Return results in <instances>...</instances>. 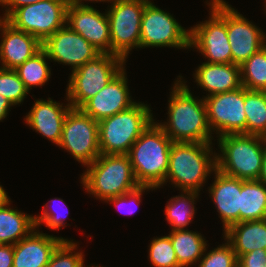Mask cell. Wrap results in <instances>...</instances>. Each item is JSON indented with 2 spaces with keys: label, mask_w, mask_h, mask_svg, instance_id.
<instances>
[{
  "label": "cell",
  "mask_w": 266,
  "mask_h": 267,
  "mask_svg": "<svg viewBox=\"0 0 266 267\" xmlns=\"http://www.w3.org/2000/svg\"><path fill=\"white\" fill-rule=\"evenodd\" d=\"M178 77L168 101L169 119L166 124L158 125L172 142L212 143L214 138L208 125L204 98L196 99L182 76Z\"/></svg>",
  "instance_id": "cell-1"
},
{
  "label": "cell",
  "mask_w": 266,
  "mask_h": 267,
  "mask_svg": "<svg viewBox=\"0 0 266 267\" xmlns=\"http://www.w3.org/2000/svg\"><path fill=\"white\" fill-rule=\"evenodd\" d=\"M154 121L133 143L127 155L137 183L157 189L165 184L173 142Z\"/></svg>",
  "instance_id": "cell-2"
},
{
  "label": "cell",
  "mask_w": 266,
  "mask_h": 267,
  "mask_svg": "<svg viewBox=\"0 0 266 267\" xmlns=\"http://www.w3.org/2000/svg\"><path fill=\"white\" fill-rule=\"evenodd\" d=\"M211 145L212 143L173 142L165 183L170 179L169 182L179 190L199 193L207 177L217 169L218 153H213Z\"/></svg>",
  "instance_id": "cell-3"
},
{
  "label": "cell",
  "mask_w": 266,
  "mask_h": 267,
  "mask_svg": "<svg viewBox=\"0 0 266 267\" xmlns=\"http://www.w3.org/2000/svg\"><path fill=\"white\" fill-rule=\"evenodd\" d=\"M221 153L216 155L217 170L244 181L258 180L266 137L250 134H226L218 137Z\"/></svg>",
  "instance_id": "cell-4"
},
{
  "label": "cell",
  "mask_w": 266,
  "mask_h": 267,
  "mask_svg": "<svg viewBox=\"0 0 266 267\" xmlns=\"http://www.w3.org/2000/svg\"><path fill=\"white\" fill-rule=\"evenodd\" d=\"M82 174L81 183L86 192L102 201L139 186L127 154H100Z\"/></svg>",
  "instance_id": "cell-5"
},
{
  "label": "cell",
  "mask_w": 266,
  "mask_h": 267,
  "mask_svg": "<svg viewBox=\"0 0 266 267\" xmlns=\"http://www.w3.org/2000/svg\"><path fill=\"white\" fill-rule=\"evenodd\" d=\"M149 105L136 102L130 108L98 122L101 154H128L133 143L154 120Z\"/></svg>",
  "instance_id": "cell-6"
},
{
  "label": "cell",
  "mask_w": 266,
  "mask_h": 267,
  "mask_svg": "<svg viewBox=\"0 0 266 267\" xmlns=\"http://www.w3.org/2000/svg\"><path fill=\"white\" fill-rule=\"evenodd\" d=\"M125 63L118 55L101 53L72 71L66 88V99L71 107L80 109L124 68Z\"/></svg>",
  "instance_id": "cell-7"
},
{
  "label": "cell",
  "mask_w": 266,
  "mask_h": 267,
  "mask_svg": "<svg viewBox=\"0 0 266 267\" xmlns=\"http://www.w3.org/2000/svg\"><path fill=\"white\" fill-rule=\"evenodd\" d=\"M209 20L190 28L189 47L198 49L208 63H231V47L227 36V3L211 0Z\"/></svg>",
  "instance_id": "cell-8"
},
{
  "label": "cell",
  "mask_w": 266,
  "mask_h": 267,
  "mask_svg": "<svg viewBox=\"0 0 266 267\" xmlns=\"http://www.w3.org/2000/svg\"><path fill=\"white\" fill-rule=\"evenodd\" d=\"M149 0H113L107 11L111 54L125 61L129 51L140 48L141 20Z\"/></svg>",
  "instance_id": "cell-9"
},
{
  "label": "cell",
  "mask_w": 266,
  "mask_h": 267,
  "mask_svg": "<svg viewBox=\"0 0 266 267\" xmlns=\"http://www.w3.org/2000/svg\"><path fill=\"white\" fill-rule=\"evenodd\" d=\"M67 8L65 0H43L21 6L6 21L43 43L66 25Z\"/></svg>",
  "instance_id": "cell-10"
},
{
  "label": "cell",
  "mask_w": 266,
  "mask_h": 267,
  "mask_svg": "<svg viewBox=\"0 0 266 267\" xmlns=\"http://www.w3.org/2000/svg\"><path fill=\"white\" fill-rule=\"evenodd\" d=\"M86 167L100 156L98 122L81 109L71 108L65 118L60 143L57 145Z\"/></svg>",
  "instance_id": "cell-11"
},
{
  "label": "cell",
  "mask_w": 266,
  "mask_h": 267,
  "mask_svg": "<svg viewBox=\"0 0 266 267\" xmlns=\"http://www.w3.org/2000/svg\"><path fill=\"white\" fill-rule=\"evenodd\" d=\"M140 28V48H190V30L183 28L169 12L161 10L151 1L145 5Z\"/></svg>",
  "instance_id": "cell-12"
},
{
  "label": "cell",
  "mask_w": 266,
  "mask_h": 267,
  "mask_svg": "<svg viewBox=\"0 0 266 267\" xmlns=\"http://www.w3.org/2000/svg\"><path fill=\"white\" fill-rule=\"evenodd\" d=\"M207 121L211 132L217 137L226 134H246V115L244 111L245 87L205 96Z\"/></svg>",
  "instance_id": "cell-13"
},
{
  "label": "cell",
  "mask_w": 266,
  "mask_h": 267,
  "mask_svg": "<svg viewBox=\"0 0 266 267\" xmlns=\"http://www.w3.org/2000/svg\"><path fill=\"white\" fill-rule=\"evenodd\" d=\"M42 48L50 60L70 65L72 71L81 67L101 54L79 33L73 31L67 24L48 37Z\"/></svg>",
  "instance_id": "cell-14"
},
{
  "label": "cell",
  "mask_w": 266,
  "mask_h": 267,
  "mask_svg": "<svg viewBox=\"0 0 266 267\" xmlns=\"http://www.w3.org/2000/svg\"><path fill=\"white\" fill-rule=\"evenodd\" d=\"M227 36L231 63L241 66L266 45V34L227 3Z\"/></svg>",
  "instance_id": "cell-15"
},
{
  "label": "cell",
  "mask_w": 266,
  "mask_h": 267,
  "mask_svg": "<svg viewBox=\"0 0 266 267\" xmlns=\"http://www.w3.org/2000/svg\"><path fill=\"white\" fill-rule=\"evenodd\" d=\"M125 67L80 109L99 122L134 105L128 89Z\"/></svg>",
  "instance_id": "cell-16"
},
{
  "label": "cell",
  "mask_w": 266,
  "mask_h": 267,
  "mask_svg": "<svg viewBox=\"0 0 266 267\" xmlns=\"http://www.w3.org/2000/svg\"><path fill=\"white\" fill-rule=\"evenodd\" d=\"M66 24L101 53L111 54L109 21L106 13L92 6L68 7Z\"/></svg>",
  "instance_id": "cell-17"
},
{
  "label": "cell",
  "mask_w": 266,
  "mask_h": 267,
  "mask_svg": "<svg viewBox=\"0 0 266 267\" xmlns=\"http://www.w3.org/2000/svg\"><path fill=\"white\" fill-rule=\"evenodd\" d=\"M0 31H2L0 43L1 68L15 70L42 48V43L36 37L15 29L1 18Z\"/></svg>",
  "instance_id": "cell-18"
},
{
  "label": "cell",
  "mask_w": 266,
  "mask_h": 267,
  "mask_svg": "<svg viewBox=\"0 0 266 267\" xmlns=\"http://www.w3.org/2000/svg\"><path fill=\"white\" fill-rule=\"evenodd\" d=\"M62 105L63 103L60 105L50 98L35 100L32 109L25 117L29 127L56 145L60 143L66 115L72 108L69 103L65 107Z\"/></svg>",
  "instance_id": "cell-19"
},
{
  "label": "cell",
  "mask_w": 266,
  "mask_h": 267,
  "mask_svg": "<svg viewBox=\"0 0 266 267\" xmlns=\"http://www.w3.org/2000/svg\"><path fill=\"white\" fill-rule=\"evenodd\" d=\"M35 230L13 245V267H46L57 246L68 240Z\"/></svg>",
  "instance_id": "cell-20"
},
{
  "label": "cell",
  "mask_w": 266,
  "mask_h": 267,
  "mask_svg": "<svg viewBox=\"0 0 266 267\" xmlns=\"http://www.w3.org/2000/svg\"><path fill=\"white\" fill-rule=\"evenodd\" d=\"M214 174V182L208 190L225 232L230 226L239 222L241 179L225 175L217 169Z\"/></svg>",
  "instance_id": "cell-21"
},
{
  "label": "cell",
  "mask_w": 266,
  "mask_h": 267,
  "mask_svg": "<svg viewBox=\"0 0 266 267\" xmlns=\"http://www.w3.org/2000/svg\"><path fill=\"white\" fill-rule=\"evenodd\" d=\"M195 82L210 95L224 93L242 86L240 66L233 63L215 64L203 62L195 70Z\"/></svg>",
  "instance_id": "cell-22"
},
{
  "label": "cell",
  "mask_w": 266,
  "mask_h": 267,
  "mask_svg": "<svg viewBox=\"0 0 266 267\" xmlns=\"http://www.w3.org/2000/svg\"><path fill=\"white\" fill-rule=\"evenodd\" d=\"M223 236L233 246L237 259L255 249L266 250V219L235 223Z\"/></svg>",
  "instance_id": "cell-23"
},
{
  "label": "cell",
  "mask_w": 266,
  "mask_h": 267,
  "mask_svg": "<svg viewBox=\"0 0 266 267\" xmlns=\"http://www.w3.org/2000/svg\"><path fill=\"white\" fill-rule=\"evenodd\" d=\"M7 199L0 206V244L14 245L28 236L34 229L35 216L10 208Z\"/></svg>",
  "instance_id": "cell-24"
},
{
  "label": "cell",
  "mask_w": 266,
  "mask_h": 267,
  "mask_svg": "<svg viewBox=\"0 0 266 267\" xmlns=\"http://www.w3.org/2000/svg\"><path fill=\"white\" fill-rule=\"evenodd\" d=\"M266 219V183L241 180L239 222Z\"/></svg>",
  "instance_id": "cell-25"
},
{
  "label": "cell",
  "mask_w": 266,
  "mask_h": 267,
  "mask_svg": "<svg viewBox=\"0 0 266 267\" xmlns=\"http://www.w3.org/2000/svg\"><path fill=\"white\" fill-rule=\"evenodd\" d=\"M180 267L190 266L200 260L207 250V241L196 231L188 229L171 231L168 235Z\"/></svg>",
  "instance_id": "cell-26"
},
{
  "label": "cell",
  "mask_w": 266,
  "mask_h": 267,
  "mask_svg": "<svg viewBox=\"0 0 266 267\" xmlns=\"http://www.w3.org/2000/svg\"><path fill=\"white\" fill-rule=\"evenodd\" d=\"M246 134L266 137V91L245 88Z\"/></svg>",
  "instance_id": "cell-27"
},
{
  "label": "cell",
  "mask_w": 266,
  "mask_h": 267,
  "mask_svg": "<svg viewBox=\"0 0 266 267\" xmlns=\"http://www.w3.org/2000/svg\"><path fill=\"white\" fill-rule=\"evenodd\" d=\"M182 193L180 196L170 198L165 207L166 220L172 226L171 231L184 229L195 215L194 199L198 198L199 193L186 191Z\"/></svg>",
  "instance_id": "cell-28"
},
{
  "label": "cell",
  "mask_w": 266,
  "mask_h": 267,
  "mask_svg": "<svg viewBox=\"0 0 266 267\" xmlns=\"http://www.w3.org/2000/svg\"><path fill=\"white\" fill-rule=\"evenodd\" d=\"M47 59H49L47 53L41 48L35 55L15 69L28 91L34 86L41 87L48 82L51 70L47 65Z\"/></svg>",
  "instance_id": "cell-29"
},
{
  "label": "cell",
  "mask_w": 266,
  "mask_h": 267,
  "mask_svg": "<svg viewBox=\"0 0 266 267\" xmlns=\"http://www.w3.org/2000/svg\"><path fill=\"white\" fill-rule=\"evenodd\" d=\"M240 74L246 89L266 91V45L240 66Z\"/></svg>",
  "instance_id": "cell-30"
},
{
  "label": "cell",
  "mask_w": 266,
  "mask_h": 267,
  "mask_svg": "<svg viewBox=\"0 0 266 267\" xmlns=\"http://www.w3.org/2000/svg\"><path fill=\"white\" fill-rule=\"evenodd\" d=\"M29 91L13 69L0 67V95L7 98L13 105L23 102Z\"/></svg>",
  "instance_id": "cell-31"
},
{
  "label": "cell",
  "mask_w": 266,
  "mask_h": 267,
  "mask_svg": "<svg viewBox=\"0 0 266 267\" xmlns=\"http://www.w3.org/2000/svg\"><path fill=\"white\" fill-rule=\"evenodd\" d=\"M148 255L150 264L154 267H180L168 235L153 238Z\"/></svg>",
  "instance_id": "cell-32"
},
{
  "label": "cell",
  "mask_w": 266,
  "mask_h": 267,
  "mask_svg": "<svg viewBox=\"0 0 266 267\" xmlns=\"http://www.w3.org/2000/svg\"><path fill=\"white\" fill-rule=\"evenodd\" d=\"M76 248L77 243L73 240H63L52 253L46 267H83L84 255L81 251L75 252Z\"/></svg>",
  "instance_id": "cell-33"
},
{
  "label": "cell",
  "mask_w": 266,
  "mask_h": 267,
  "mask_svg": "<svg viewBox=\"0 0 266 267\" xmlns=\"http://www.w3.org/2000/svg\"><path fill=\"white\" fill-rule=\"evenodd\" d=\"M205 254L200 258L198 267H238V259L228 241Z\"/></svg>",
  "instance_id": "cell-34"
},
{
  "label": "cell",
  "mask_w": 266,
  "mask_h": 267,
  "mask_svg": "<svg viewBox=\"0 0 266 267\" xmlns=\"http://www.w3.org/2000/svg\"><path fill=\"white\" fill-rule=\"evenodd\" d=\"M52 203L58 201L60 203L63 202V204L65 205V202L63 201V199L60 198H55L51 200ZM47 205V206H46ZM43 210H42V214H40V216H36L35 215V226L36 228H38L42 223H44V225H46L47 228L49 229H55V230H59L61 228V226L65 227L66 225L64 224V221L67 217V215H61V213L56 212V210L53 211V209H50L48 203L45 204V206H43ZM51 210H49V209ZM49 210V211H48ZM67 214H69V212H67Z\"/></svg>",
  "instance_id": "cell-35"
},
{
  "label": "cell",
  "mask_w": 266,
  "mask_h": 267,
  "mask_svg": "<svg viewBox=\"0 0 266 267\" xmlns=\"http://www.w3.org/2000/svg\"><path fill=\"white\" fill-rule=\"evenodd\" d=\"M155 188L149 187V186H141L139 185L137 188L133 189L130 192H127L121 196H115V197H110L108 198L105 202H110L113 203L119 210L121 208V206H125V204L128 205L127 202H132L136 203L135 205L139 206L140 202H141V196H142V192H145V190H152ZM130 208V207H129ZM127 209V208H126ZM131 211H129V213L127 214H131L134 213L133 209H130ZM128 212V211H127ZM126 214V213H124Z\"/></svg>",
  "instance_id": "cell-36"
},
{
  "label": "cell",
  "mask_w": 266,
  "mask_h": 267,
  "mask_svg": "<svg viewBox=\"0 0 266 267\" xmlns=\"http://www.w3.org/2000/svg\"><path fill=\"white\" fill-rule=\"evenodd\" d=\"M238 267H266V250L255 249L241 255L237 261Z\"/></svg>",
  "instance_id": "cell-37"
},
{
  "label": "cell",
  "mask_w": 266,
  "mask_h": 267,
  "mask_svg": "<svg viewBox=\"0 0 266 267\" xmlns=\"http://www.w3.org/2000/svg\"><path fill=\"white\" fill-rule=\"evenodd\" d=\"M43 0H4L2 6L6 8L4 16L0 17L3 20H6L16 9L24 5H29L32 3H37Z\"/></svg>",
  "instance_id": "cell-38"
},
{
  "label": "cell",
  "mask_w": 266,
  "mask_h": 267,
  "mask_svg": "<svg viewBox=\"0 0 266 267\" xmlns=\"http://www.w3.org/2000/svg\"><path fill=\"white\" fill-rule=\"evenodd\" d=\"M13 245L0 244V267H13Z\"/></svg>",
  "instance_id": "cell-39"
},
{
  "label": "cell",
  "mask_w": 266,
  "mask_h": 267,
  "mask_svg": "<svg viewBox=\"0 0 266 267\" xmlns=\"http://www.w3.org/2000/svg\"><path fill=\"white\" fill-rule=\"evenodd\" d=\"M11 106L13 105L8 99L0 95V121L6 118Z\"/></svg>",
  "instance_id": "cell-40"
},
{
  "label": "cell",
  "mask_w": 266,
  "mask_h": 267,
  "mask_svg": "<svg viewBox=\"0 0 266 267\" xmlns=\"http://www.w3.org/2000/svg\"><path fill=\"white\" fill-rule=\"evenodd\" d=\"M85 0H65L67 7H89V5L84 4ZM86 1H96V2H113V0H86Z\"/></svg>",
  "instance_id": "cell-41"
},
{
  "label": "cell",
  "mask_w": 266,
  "mask_h": 267,
  "mask_svg": "<svg viewBox=\"0 0 266 267\" xmlns=\"http://www.w3.org/2000/svg\"><path fill=\"white\" fill-rule=\"evenodd\" d=\"M258 180L266 183V149H265V153L263 156L261 171H260Z\"/></svg>",
  "instance_id": "cell-42"
},
{
  "label": "cell",
  "mask_w": 266,
  "mask_h": 267,
  "mask_svg": "<svg viewBox=\"0 0 266 267\" xmlns=\"http://www.w3.org/2000/svg\"><path fill=\"white\" fill-rule=\"evenodd\" d=\"M10 199L5 191L3 189L2 185H0V206L7 200Z\"/></svg>",
  "instance_id": "cell-43"
}]
</instances>
